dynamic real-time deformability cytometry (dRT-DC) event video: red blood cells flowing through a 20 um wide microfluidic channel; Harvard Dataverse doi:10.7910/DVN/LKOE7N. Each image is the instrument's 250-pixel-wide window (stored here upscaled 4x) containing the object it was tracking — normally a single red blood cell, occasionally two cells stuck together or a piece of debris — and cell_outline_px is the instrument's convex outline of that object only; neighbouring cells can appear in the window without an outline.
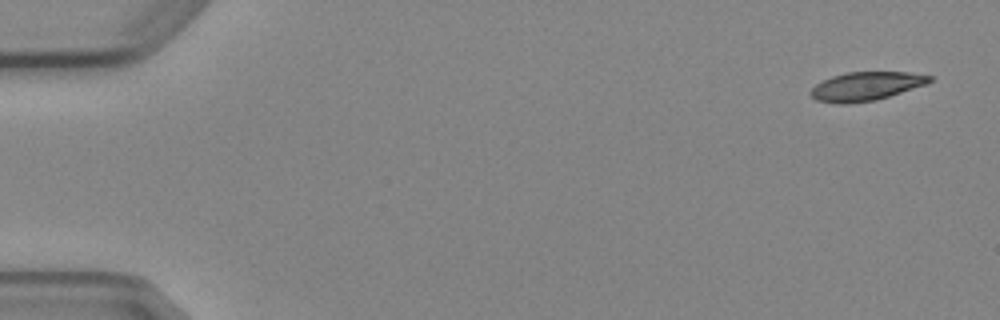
{"species": "Egyptian fruit bat (a non-hibernating species)", "species_latin": "Rousettus aegyptiacus", "temperature_condition": "cold", "stored_images_in_passage": 4, "camera_frame_rate_fps": 3000, "um_per_image_px": 0.085, "animal": {"sex": "female"}, "frame": {"image": 1, "passage_image": 1, "time_ms": 0.0, "image_size_px": [1000, 320], "cell_outline_px": [[932, 80], [928, 84], [876, 100], [848, 104], [836, 104], [816, 100], [808, 92], [816, 84], [832, 76], [844, 72], [908, 72], [932, 76]], "centroid_in_image_um": [73.6, 7.33], "position_along_channel_um": 11.4, "area_um2": 20.0}}